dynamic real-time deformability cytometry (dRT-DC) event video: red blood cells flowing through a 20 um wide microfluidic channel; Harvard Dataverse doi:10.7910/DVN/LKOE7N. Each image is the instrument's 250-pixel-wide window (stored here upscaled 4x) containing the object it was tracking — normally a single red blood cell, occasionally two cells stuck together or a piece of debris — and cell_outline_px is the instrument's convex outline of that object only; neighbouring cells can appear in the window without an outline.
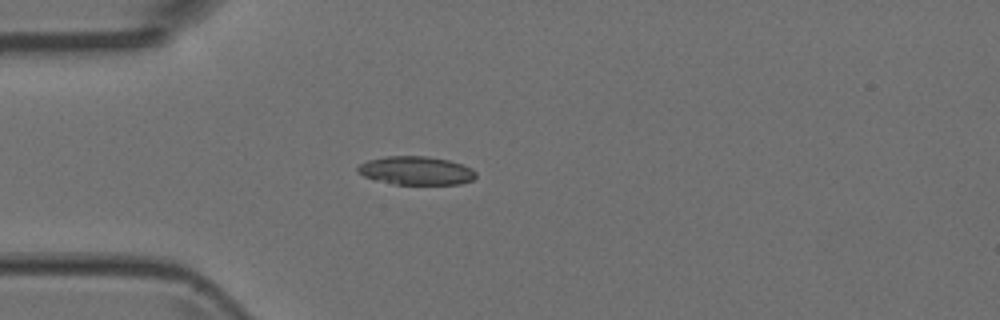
{"species": "Egyptian fruit bat (a non-hibernating species)", "species_latin": "Rousettus aegyptiacus", "temperature_condition": "room temperature", "stored_images_in_passage": 2, "camera_frame_rate_fps": 3000, "um_per_image_px": 0.085, "animal": {"sex": "female"}, "frame": {"image": 1, "passage_image": 1, "time_ms": 0.0, "image_size_px": [1000, 320], "cell_outline_px": [[476, 176], [472, 180], [460, 184], [396, 184], [376, 180], [364, 176], [356, 168], [360, 164], [368, 160], [388, 156], [428, 156], [448, 160], [472, 168], [476, 172]], "centroid_in_image_um": [35.39, 14.5], "position_along_channel_um": 49.6, "area_um2": 19.42}}